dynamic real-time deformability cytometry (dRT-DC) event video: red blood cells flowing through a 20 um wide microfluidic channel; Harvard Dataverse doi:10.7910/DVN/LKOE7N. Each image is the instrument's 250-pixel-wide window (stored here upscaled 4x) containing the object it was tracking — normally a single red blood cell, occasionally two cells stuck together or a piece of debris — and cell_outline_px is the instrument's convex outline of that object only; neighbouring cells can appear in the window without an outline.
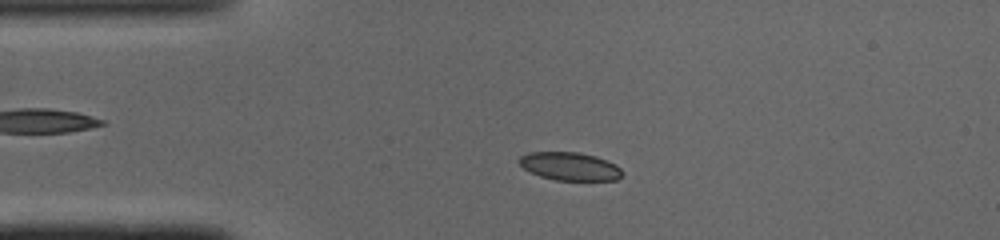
{"species": "common noctule bat (a hibernating species)", "species_latin": "Nyctalus noctula", "temperature_condition": "cold", "stored_images_in_passage": 47, "camera_frame_rate_fps": 3000, "um_per_image_px": 0.085, "animal": {"sex": "male", "body_mass_g": 19.0, "forearm_length_mm": 50.8}, "frame": {"image": 1, "passage_image": 9, "time_ms": 2.667, "image_size_px": [1000, 240], "cell_outline_px": [[624, 172], [616, 180], [556, 180], [540, 176], [524, 168], [520, 164], [520, 156], [528, 152], [580, 152], [596, 156], [616, 164]], "centroid_in_image_um": [48.46, 14.13], "position_along_channel_um": 36.5, "area_um2": 16.82}}
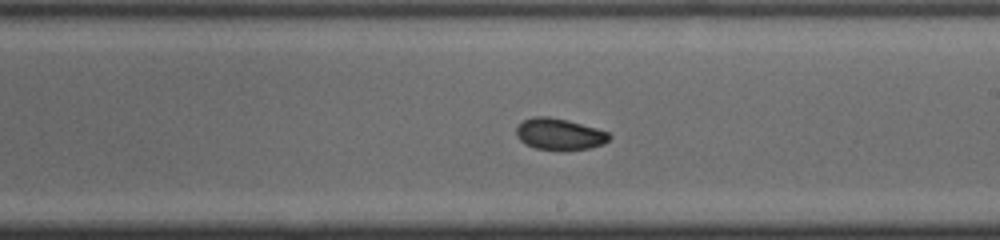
{"frame": {"image": 2, "passage_image": 26, "time_ms": 8.333, "image_size_px": [1000, 240], "cell_outline_px": [[612, 136], [604, 144], [588, 148], [564, 152], [560, 152], [536, 148], [524, 144], [516, 136], [516, 128], [524, 120], [536, 116], [548, 116], [568, 120], [596, 128], [608, 132]], "centroid_in_image_um": [47.55, 11.43], "position_along_channel_um": 241.4, "area_um2": 17.4}}
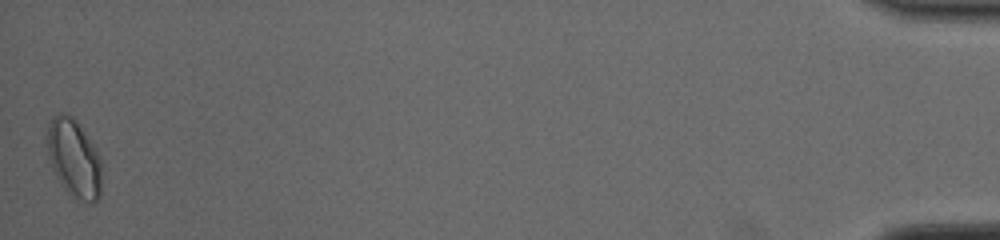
{"frame": {"image": 3, "passage_image": 47, "time_ms": 15.333, "image_size_px": [1000, 240], "cell_outline_px": [[100, 196], [96, 200], [88, 204], [72, 196], [60, 184], [52, 168], [48, 152], [48, 128], [52, 116], [60, 112], [72, 116], [92, 144], [100, 156]], "centroid_in_image_um": [6.28, 13.48], "position_along_channel_um": 428.9, "area_um2": 24.33}, "authors_computed_cell_mechanics": {"area_um2": 17.3978, "velocity_mm_per_s": 4.0945, "shape_relaxation_time_tau1_ms": null, "shape_relaxation_time_tau2_ms": 2.7688, "deformation_change_tau1": null, "deformation_change_tau2": 0.0583}}